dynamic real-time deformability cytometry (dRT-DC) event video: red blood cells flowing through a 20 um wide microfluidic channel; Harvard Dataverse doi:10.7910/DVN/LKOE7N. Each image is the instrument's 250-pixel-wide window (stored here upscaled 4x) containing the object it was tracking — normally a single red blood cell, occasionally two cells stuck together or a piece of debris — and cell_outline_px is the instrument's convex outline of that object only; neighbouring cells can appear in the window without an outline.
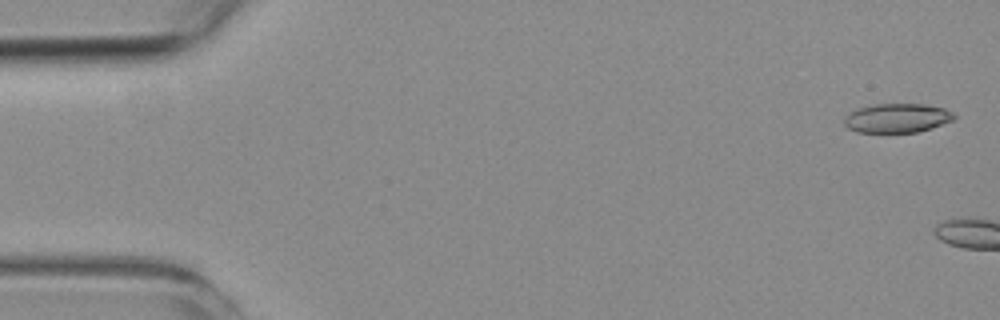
{"species": "common noctule bat (a hibernating species)", "species_latin": "Nyctalus noctula", "temperature_condition": "room temperature", "stored_images_in_passage": 9, "camera_frame_rate_fps": 3000, "um_per_image_px": 0.085, "animal": {"sex": "female", "body_mass_g": 19.3, "forearm_length_mm": 54.1}, "frame": {"image": 1, "passage_image": 1, "time_ms": 0.0, "image_size_px": [1000, 320], "cell_outline_px": [[956, 116], [952, 120], [932, 128], [916, 132], [856, 132], [848, 128], [844, 124], [844, 116], [848, 112], [856, 108], [872, 104], [924, 104], [944, 108], [952, 112]], "centroid_in_image_um": [76.2, 10.03], "position_along_channel_um": 8.8, "area_um2": 18.79}}
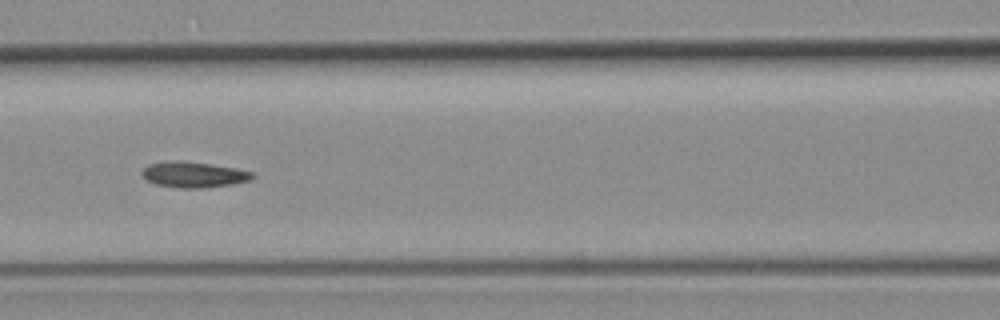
{"frame": {"image": 2, "passage_image": 7, "time_ms": 8.667, "image_size_px": [1000, 320], "cell_outline_px": [[256, 176], [252, 180], [232, 184], [204, 188], [180, 188], [156, 184], [140, 176], [140, 172], [148, 164], [176, 160], [212, 164], [236, 168], [252, 172]], "centroid_in_image_um": [16.47, 14.84], "position_along_channel_um": 150.1, "area_um2": 16.65}}
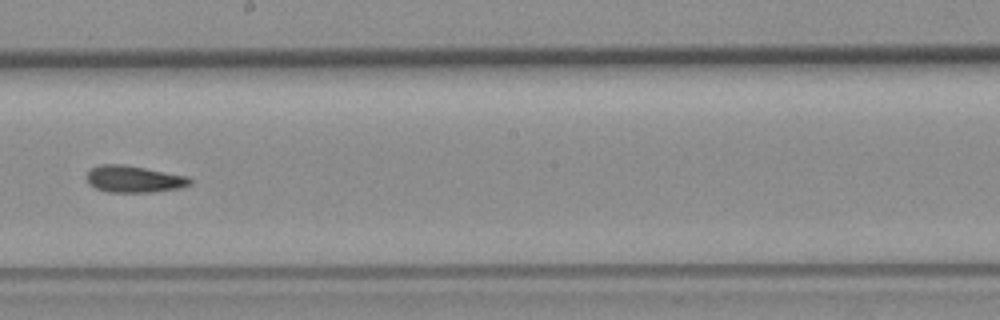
{"frame": {"image": 3, "passage_image": 9, "time_ms": 11.0, "image_size_px": [1000, 320], "cell_outline_px": [[192, 184], [180, 188], [152, 192], [108, 192], [96, 188], [88, 184], [84, 176], [88, 168], [100, 164], [124, 164], [188, 176], [192, 180]], "centroid_in_image_um": [11.33, 15.21], "position_along_channel_um": 236.9, "area_um2": 16.47}}